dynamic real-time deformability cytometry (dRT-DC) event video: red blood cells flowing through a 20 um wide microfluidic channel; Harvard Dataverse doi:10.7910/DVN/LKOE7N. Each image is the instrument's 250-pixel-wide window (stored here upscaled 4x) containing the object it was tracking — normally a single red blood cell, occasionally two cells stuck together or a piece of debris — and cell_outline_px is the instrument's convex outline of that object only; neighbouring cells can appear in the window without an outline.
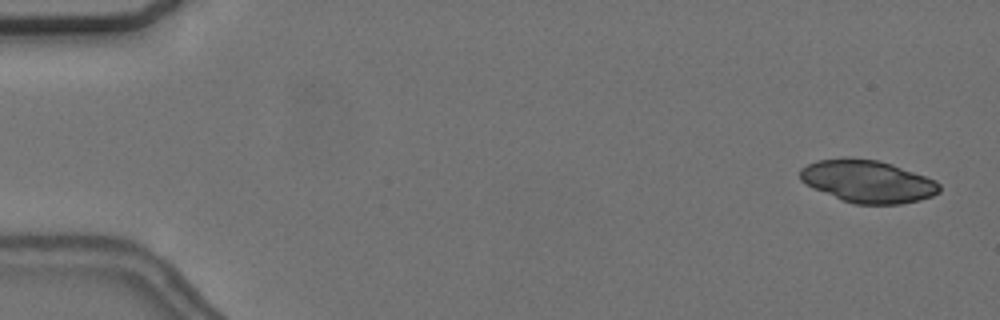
{"species": "common noctule bat (a hibernating species)", "species_latin": "Nyctalus noctula", "temperature_condition": "cold", "stored_images_in_passage": 5, "camera_frame_rate_fps": 3000, "um_per_image_px": 0.085, "animal": {"sex": "female", "body_mass_g": 24.6, "forearm_length_mm": 56.2}, "frame": {"image": 1, "passage_image": 1, "time_ms": 0.0, "image_size_px": [1000, 320], "cell_outline_px": [[940, 192], [932, 196], [920, 200], [900, 204], [856, 204], [844, 200], [812, 188], [800, 180], [800, 168], [816, 160], [880, 160], [892, 164], [936, 180], [940, 184]], "centroid_in_image_um": [73.79, 15.44], "position_along_channel_um": 11.2, "area_um2": 33.81}}